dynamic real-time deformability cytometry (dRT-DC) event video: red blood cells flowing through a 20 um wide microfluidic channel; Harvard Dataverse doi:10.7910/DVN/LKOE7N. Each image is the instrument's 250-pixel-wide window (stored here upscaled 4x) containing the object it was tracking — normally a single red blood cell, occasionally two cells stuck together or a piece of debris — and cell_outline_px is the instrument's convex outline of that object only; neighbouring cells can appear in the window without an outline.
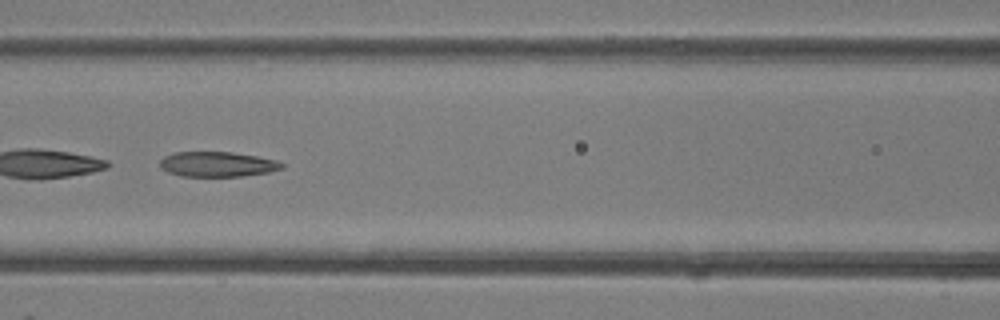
{"species": "common noctule bat (a hibernating species)", "species_latin": "Nyctalus noctula", "temperature_condition": "room temperature", "stored_images_in_passage": 37, "camera_frame_rate_fps": 3000, "um_per_image_px": 0.085, "animal": {"sex": "female"}, "frame": {"image": 1, "passage_image": 16, "time_ms": 5.0, "image_size_px": [1000, 320], "cell_outline_px": [[284, 168], [268, 172], [244, 176], [180, 176], [168, 172], [160, 168], [160, 160], [164, 156], [176, 152], [232, 152], [256, 156], [276, 160], [284, 164]], "centroid_in_image_um": [18.47, 13.96], "position_along_channel_um": 148.1, "area_um2": 17.8}}